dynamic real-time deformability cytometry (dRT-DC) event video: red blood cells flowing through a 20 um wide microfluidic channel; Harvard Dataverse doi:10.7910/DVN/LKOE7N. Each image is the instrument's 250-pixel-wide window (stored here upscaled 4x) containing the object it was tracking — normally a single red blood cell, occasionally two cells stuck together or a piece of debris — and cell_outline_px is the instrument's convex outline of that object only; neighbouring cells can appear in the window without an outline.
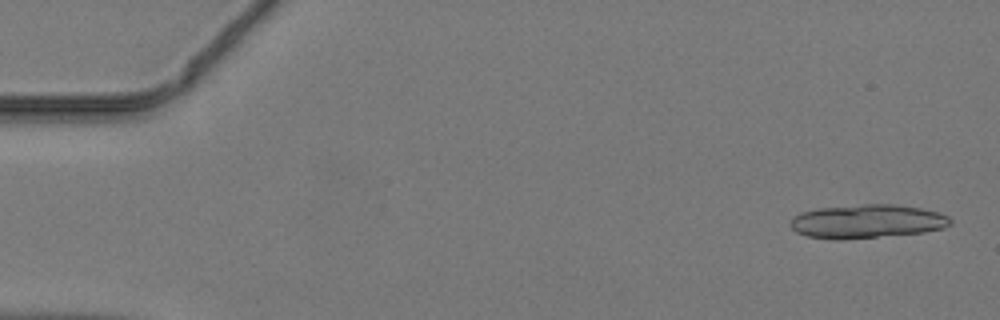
{"species": "common noctule bat (a hibernating species)", "species_latin": "Nyctalus noctula", "temperature_condition": "warm", "stored_images_in_passage": 44, "segment_of_instrument_passage": [1, 2], "camera_frame_rate_fps": 3000, "um_per_image_px": 0.085, "animal": {"sex": "male", "body_mass_g": 19.2, "forearm_length_mm": 51.8}, "frame": {"image": 1, "passage_image": 2, "time_ms": 0.333, "image_size_px": [1000, 320], "cell_outline_px": [[952, 224], [944, 228], [924, 232], [840, 240], [832, 240], [808, 236], [796, 232], [792, 228], [792, 216], [800, 212], [820, 208], [864, 204], [896, 204], [920, 208], [936, 212], [948, 216], [952, 220]], "centroid_in_image_um": [73.7, 18.82], "position_along_channel_um": 11.3, "area_um2": 31.39}}